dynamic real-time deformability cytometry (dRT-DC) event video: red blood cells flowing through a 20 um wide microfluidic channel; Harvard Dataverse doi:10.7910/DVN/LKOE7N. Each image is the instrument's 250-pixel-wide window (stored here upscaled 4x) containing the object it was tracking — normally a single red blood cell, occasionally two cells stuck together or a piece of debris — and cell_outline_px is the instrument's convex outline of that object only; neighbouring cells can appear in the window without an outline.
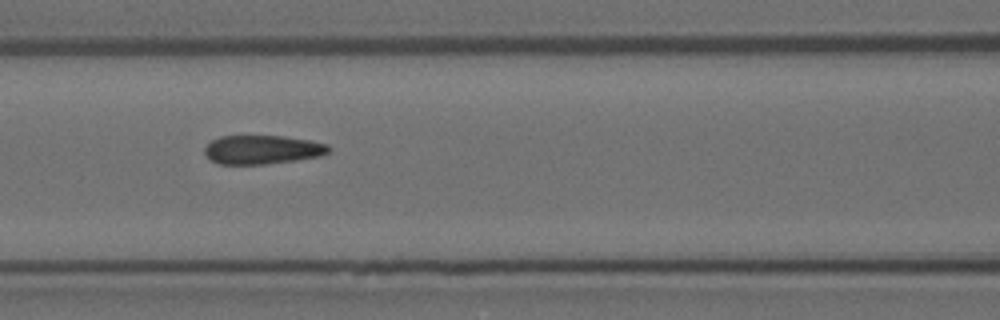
{"species": "Egyptian fruit bat (a non-hibernating species)", "species_latin": "Rousettus aegyptiacus", "temperature_condition": "room temperature", "stored_images_in_passage": 6, "camera_frame_rate_fps": 3000, "um_per_image_px": 0.085, "animal": {"sex": "female"}, "frame": {"image": 1, "passage_image": 5, "time_ms": 1.333, "image_size_px": [1000, 320], "cell_outline_px": [[332, 148], [328, 152], [320, 156], [296, 160], [264, 164], [220, 164], [212, 160], [204, 152], [204, 148], [212, 140], [220, 136], [284, 136], [308, 140], [328, 144]], "centroid_in_image_um": [22.31, 12.71], "position_along_channel_um": 144.3, "area_um2": 20.75}}
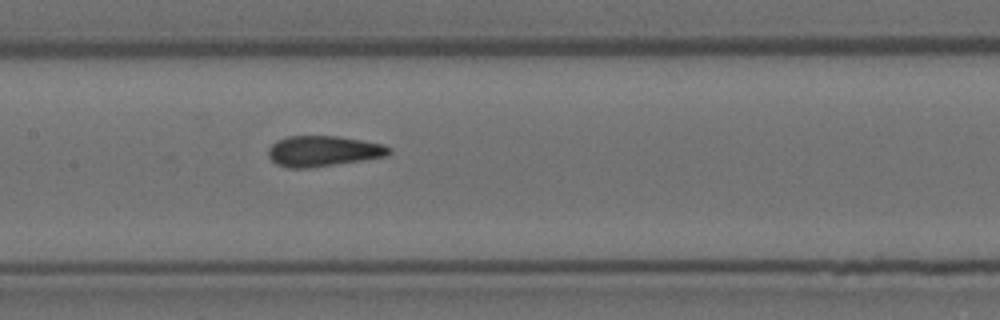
{"frame": {"image": 2, "passage_image": 6, "time_ms": 1.667, "image_size_px": [1000, 320], "cell_outline_px": [[392, 152], [388, 156], [308, 168], [288, 168], [276, 164], [268, 156], [268, 148], [276, 140], [288, 136], [336, 136], [384, 144], [392, 148]], "centroid_in_image_um": [27.47, 12.84], "position_along_channel_um": 179.9, "area_um2": 21.56}}